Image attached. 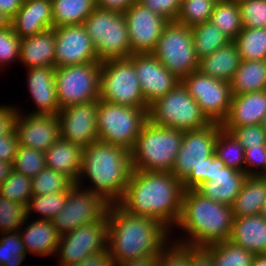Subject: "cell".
I'll use <instances>...</instances> for the list:
<instances>
[{
  "mask_svg": "<svg viewBox=\"0 0 266 266\" xmlns=\"http://www.w3.org/2000/svg\"><path fill=\"white\" fill-rule=\"evenodd\" d=\"M181 82L210 122L221 124L226 119L232 99L230 82L204 75L199 70Z\"/></svg>",
  "mask_w": 266,
  "mask_h": 266,
  "instance_id": "5bb4252c",
  "label": "cell"
},
{
  "mask_svg": "<svg viewBox=\"0 0 266 266\" xmlns=\"http://www.w3.org/2000/svg\"><path fill=\"white\" fill-rule=\"evenodd\" d=\"M229 241L253 254H266V219L261 214L234 217Z\"/></svg>",
  "mask_w": 266,
  "mask_h": 266,
  "instance_id": "d4e9b609",
  "label": "cell"
},
{
  "mask_svg": "<svg viewBox=\"0 0 266 266\" xmlns=\"http://www.w3.org/2000/svg\"><path fill=\"white\" fill-rule=\"evenodd\" d=\"M107 217V249L113 266L135 258L158 255L166 246L169 230L155 219L131 214L119 203L110 204Z\"/></svg>",
  "mask_w": 266,
  "mask_h": 266,
  "instance_id": "7a4b0ae2",
  "label": "cell"
},
{
  "mask_svg": "<svg viewBox=\"0 0 266 266\" xmlns=\"http://www.w3.org/2000/svg\"><path fill=\"white\" fill-rule=\"evenodd\" d=\"M19 233L25 250L41 256L56 253L60 234L53 226L52 220L38 219Z\"/></svg>",
  "mask_w": 266,
  "mask_h": 266,
  "instance_id": "f546056e",
  "label": "cell"
},
{
  "mask_svg": "<svg viewBox=\"0 0 266 266\" xmlns=\"http://www.w3.org/2000/svg\"><path fill=\"white\" fill-rule=\"evenodd\" d=\"M178 79L198 70L191 27L169 21L152 53Z\"/></svg>",
  "mask_w": 266,
  "mask_h": 266,
  "instance_id": "8fae6325",
  "label": "cell"
},
{
  "mask_svg": "<svg viewBox=\"0 0 266 266\" xmlns=\"http://www.w3.org/2000/svg\"><path fill=\"white\" fill-rule=\"evenodd\" d=\"M147 116L153 125L182 131L200 129L211 123L182 82L149 105Z\"/></svg>",
  "mask_w": 266,
  "mask_h": 266,
  "instance_id": "52a82bcc",
  "label": "cell"
},
{
  "mask_svg": "<svg viewBox=\"0 0 266 266\" xmlns=\"http://www.w3.org/2000/svg\"><path fill=\"white\" fill-rule=\"evenodd\" d=\"M19 59L26 68L54 67L55 59V32L48 29L21 39Z\"/></svg>",
  "mask_w": 266,
  "mask_h": 266,
  "instance_id": "484cf974",
  "label": "cell"
},
{
  "mask_svg": "<svg viewBox=\"0 0 266 266\" xmlns=\"http://www.w3.org/2000/svg\"><path fill=\"white\" fill-rule=\"evenodd\" d=\"M211 246L214 266H251L255 256L229 240Z\"/></svg>",
  "mask_w": 266,
  "mask_h": 266,
  "instance_id": "8d00e7d4",
  "label": "cell"
},
{
  "mask_svg": "<svg viewBox=\"0 0 266 266\" xmlns=\"http://www.w3.org/2000/svg\"><path fill=\"white\" fill-rule=\"evenodd\" d=\"M266 115V90L232 95L229 113L222 127L261 124Z\"/></svg>",
  "mask_w": 266,
  "mask_h": 266,
  "instance_id": "603a6c76",
  "label": "cell"
},
{
  "mask_svg": "<svg viewBox=\"0 0 266 266\" xmlns=\"http://www.w3.org/2000/svg\"><path fill=\"white\" fill-rule=\"evenodd\" d=\"M11 18L0 10V29L11 27Z\"/></svg>",
  "mask_w": 266,
  "mask_h": 266,
  "instance_id": "6125c7cd",
  "label": "cell"
},
{
  "mask_svg": "<svg viewBox=\"0 0 266 266\" xmlns=\"http://www.w3.org/2000/svg\"><path fill=\"white\" fill-rule=\"evenodd\" d=\"M148 109L112 104L101 99L97 108L98 140L120 145L129 151L143 125L148 121Z\"/></svg>",
  "mask_w": 266,
  "mask_h": 266,
  "instance_id": "9c48e42d",
  "label": "cell"
},
{
  "mask_svg": "<svg viewBox=\"0 0 266 266\" xmlns=\"http://www.w3.org/2000/svg\"><path fill=\"white\" fill-rule=\"evenodd\" d=\"M26 207L0 194V233L16 232L27 220Z\"/></svg>",
  "mask_w": 266,
  "mask_h": 266,
  "instance_id": "b9f144b4",
  "label": "cell"
},
{
  "mask_svg": "<svg viewBox=\"0 0 266 266\" xmlns=\"http://www.w3.org/2000/svg\"><path fill=\"white\" fill-rule=\"evenodd\" d=\"M251 266H266V254H255Z\"/></svg>",
  "mask_w": 266,
  "mask_h": 266,
  "instance_id": "be15d7a7",
  "label": "cell"
},
{
  "mask_svg": "<svg viewBox=\"0 0 266 266\" xmlns=\"http://www.w3.org/2000/svg\"><path fill=\"white\" fill-rule=\"evenodd\" d=\"M222 128L231 132L244 149L266 144V132L261 124Z\"/></svg>",
  "mask_w": 266,
  "mask_h": 266,
  "instance_id": "bcb514c9",
  "label": "cell"
},
{
  "mask_svg": "<svg viewBox=\"0 0 266 266\" xmlns=\"http://www.w3.org/2000/svg\"><path fill=\"white\" fill-rule=\"evenodd\" d=\"M238 48L232 41L199 60L198 70L213 78L230 82L240 64Z\"/></svg>",
  "mask_w": 266,
  "mask_h": 266,
  "instance_id": "f1b7e54d",
  "label": "cell"
},
{
  "mask_svg": "<svg viewBox=\"0 0 266 266\" xmlns=\"http://www.w3.org/2000/svg\"><path fill=\"white\" fill-rule=\"evenodd\" d=\"M96 7V0H52L53 27L83 24Z\"/></svg>",
  "mask_w": 266,
  "mask_h": 266,
  "instance_id": "1f68e13d",
  "label": "cell"
},
{
  "mask_svg": "<svg viewBox=\"0 0 266 266\" xmlns=\"http://www.w3.org/2000/svg\"><path fill=\"white\" fill-rule=\"evenodd\" d=\"M215 152L226 166L245 172V149L231 132L223 128L219 130Z\"/></svg>",
  "mask_w": 266,
  "mask_h": 266,
  "instance_id": "d590c367",
  "label": "cell"
},
{
  "mask_svg": "<svg viewBox=\"0 0 266 266\" xmlns=\"http://www.w3.org/2000/svg\"><path fill=\"white\" fill-rule=\"evenodd\" d=\"M242 27L266 28V0H238Z\"/></svg>",
  "mask_w": 266,
  "mask_h": 266,
  "instance_id": "f6af8a7d",
  "label": "cell"
},
{
  "mask_svg": "<svg viewBox=\"0 0 266 266\" xmlns=\"http://www.w3.org/2000/svg\"><path fill=\"white\" fill-rule=\"evenodd\" d=\"M27 83L38 110L33 114L57 115L60 111L55 84V67L28 68Z\"/></svg>",
  "mask_w": 266,
  "mask_h": 266,
  "instance_id": "cb8c5ba5",
  "label": "cell"
},
{
  "mask_svg": "<svg viewBox=\"0 0 266 266\" xmlns=\"http://www.w3.org/2000/svg\"><path fill=\"white\" fill-rule=\"evenodd\" d=\"M233 42L241 60H266V28L243 27Z\"/></svg>",
  "mask_w": 266,
  "mask_h": 266,
  "instance_id": "e575fe53",
  "label": "cell"
},
{
  "mask_svg": "<svg viewBox=\"0 0 266 266\" xmlns=\"http://www.w3.org/2000/svg\"><path fill=\"white\" fill-rule=\"evenodd\" d=\"M210 22L233 41L243 28L238 0L216 2Z\"/></svg>",
  "mask_w": 266,
  "mask_h": 266,
  "instance_id": "836d02e7",
  "label": "cell"
},
{
  "mask_svg": "<svg viewBox=\"0 0 266 266\" xmlns=\"http://www.w3.org/2000/svg\"><path fill=\"white\" fill-rule=\"evenodd\" d=\"M157 266H190V245L177 242L170 248L163 247L158 254Z\"/></svg>",
  "mask_w": 266,
  "mask_h": 266,
  "instance_id": "7dc6e473",
  "label": "cell"
},
{
  "mask_svg": "<svg viewBox=\"0 0 266 266\" xmlns=\"http://www.w3.org/2000/svg\"><path fill=\"white\" fill-rule=\"evenodd\" d=\"M266 201V176L248 175L231 209L233 217L259 215Z\"/></svg>",
  "mask_w": 266,
  "mask_h": 266,
  "instance_id": "83f0119b",
  "label": "cell"
},
{
  "mask_svg": "<svg viewBox=\"0 0 266 266\" xmlns=\"http://www.w3.org/2000/svg\"><path fill=\"white\" fill-rule=\"evenodd\" d=\"M137 1L138 0H96V5L103 10H113L124 13Z\"/></svg>",
  "mask_w": 266,
  "mask_h": 266,
  "instance_id": "9f6ffc18",
  "label": "cell"
},
{
  "mask_svg": "<svg viewBox=\"0 0 266 266\" xmlns=\"http://www.w3.org/2000/svg\"><path fill=\"white\" fill-rule=\"evenodd\" d=\"M15 132L18 146L45 152L60 138L58 115L31 113L20 116L19 113Z\"/></svg>",
  "mask_w": 266,
  "mask_h": 266,
  "instance_id": "ffe728a7",
  "label": "cell"
},
{
  "mask_svg": "<svg viewBox=\"0 0 266 266\" xmlns=\"http://www.w3.org/2000/svg\"><path fill=\"white\" fill-rule=\"evenodd\" d=\"M216 152L206 158V162L200 167V184L211 180L214 172V157Z\"/></svg>",
  "mask_w": 266,
  "mask_h": 266,
  "instance_id": "6f0895ef",
  "label": "cell"
},
{
  "mask_svg": "<svg viewBox=\"0 0 266 266\" xmlns=\"http://www.w3.org/2000/svg\"><path fill=\"white\" fill-rule=\"evenodd\" d=\"M184 131L147 121L130 150L133 170L171 172Z\"/></svg>",
  "mask_w": 266,
  "mask_h": 266,
  "instance_id": "5b68a950",
  "label": "cell"
},
{
  "mask_svg": "<svg viewBox=\"0 0 266 266\" xmlns=\"http://www.w3.org/2000/svg\"><path fill=\"white\" fill-rule=\"evenodd\" d=\"M67 191L50 193L45 195H33L27 206V217L34 210L42 215L40 220H52L56 214L66 205Z\"/></svg>",
  "mask_w": 266,
  "mask_h": 266,
  "instance_id": "60d3db41",
  "label": "cell"
},
{
  "mask_svg": "<svg viewBox=\"0 0 266 266\" xmlns=\"http://www.w3.org/2000/svg\"><path fill=\"white\" fill-rule=\"evenodd\" d=\"M99 99L112 104L148 109L133 65V55L101 62Z\"/></svg>",
  "mask_w": 266,
  "mask_h": 266,
  "instance_id": "30bf717a",
  "label": "cell"
},
{
  "mask_svg": "<svg viewBox=\"0 0 266 266\" xmlns=\"http://www.w3.org/2000/svg\"><path fill=\"white\" fill-rule=\"evenodd\" d=\"M45 168V154L43 151L18 146L13 162L14 171L33 178Z\"/></svg>",
  "mask_w": 266,
  "mask_h": 266,
  "instance_id": "7bdbcfd3",
  "label": "cell"
},
{
  "mask_svg": "<svg viewBox=\"0 0 266 266\" xmlns=\"http://www.w3.org/2000/svg\"><path fill=\"white\" fill-rule=\"evenodd\" d=\"M83 25L91 38L99 62L131 56L124 13L96 7Z\"/></svg>",
  "mask_w": 266,
  "mask_h": 266,
  "instance_id": "8992f818",
  "label": "cell"
},
{
  "mask_svg": "<svg viewBox=\"0 0 266 266\" xmlns=\"http://www.w3.org/2000/svg\"><path fill=\"white\" fill-rule=\"evenodd\" d=\"M97 108L98 100H93L60 109V137L82 148L98 141Z\"/></svg>",
  "mask_w": 266,
  "mask_h": 266,
  "instance_id": "e0dca14e",
  "label": "cell"
},
{
  "mask_svg": "<svg viewBox=\"0 0 266 266\" xmlns=\"http://www.w3.org/2000/svg\"><path fill=\"white\" fill-rule=\"evenodd\" d=\"M101 62L55 68L59 108L99 100Z\"/></svg>",
  "mask_w": 266,
  "mask_h": 266,
  "instance_id": "7c38bea8",
  "label": "cell"
},
{
  "mask_svg": "<svg viewBox=\"0 0 266 266\" xmlns=\"http://www.w3.org/2000/svg\"><path fill=\"white\" fill-rule=\"evenodd\" d=\"M109 206L103 197L88 189L81 190V185L74 184L67 191L66 205L52 218V223L63 235L80 226L101 221L107 215Z\"/></svg>",
  "mask_w": 266,
  "mask_h": 266,
  "instance_id": "4fadbf2b",
  "label": "cell"
},
{
  "mask_svg": "<svg viewBox=\"0 0 266 266\" xmlns=\"http://www.w3.org/2000/svg\"><path fill=\"white\" fill-rule=\"evenodd\" d=\"M23 1L24 0H0V10L12 19L22 7Z\"/></svg>",
  "mask_w": 266,
  "mask_h": 266,
  "instance_id": "680465c9",
  "label": "cell"
},
{
  "mask_svg": "<svg viewBox=\"0 0 266 266\" xmlns=\"http://www.w3.org/2000/svg\"><path fill=\"white\" fill-rule=\"evenodd\" d=\"M70 266H113L109 251L91 253L80 262Z\"/></svg>",
  "mask_w": 266,
  "mask_h": 266,
  "instance_id": "11a10c76",
  "label": "cell"
},
{
  "mask_svg": "<svg viewBox=\"0 0 266 266\" xmlns=\"http://www.w3.org/2000/svg\"><path fill=\"white\" fill-rule=\"evenodd\" d=\"M2 234L3 236L0 238V266H19L27 252L19 231Z\"/></svg>",
  "mask_w": 266,
  "mask_h": 266,
  "instance_id": "ee69618b",
  "label": "cell"
},
{
  "mask_svg": "<svg viewBox=\"0 0 266 266\" xmlns=\"http://www.w3.org/2000/svg\"><path fill=\"white\" fill-rule=\"evenodd\" d=\"M11 26L20 39L53 28L52 0H24Z\"/></svg>",
  "mask_w": 266,
  "mask_h": 266,
  "instance_id": "7402d4cb",
  "label": "cell"
},
{
  "mask_svg": "<svg viewBox=\"0 0 266 266\" xmlns=\"http://www.w3.org/2000/svg\"><path fill=\"white\" fill-rule=\"evenodd\" d=\"M158 255H148L118 264L117 266H157Z\"/></svg>",
  "mask_w": 266,
  "mask_h": 266,
  "instance_id": "91938a15",
  "label": "cell"
},
{
  "mask_svg": "<svg viewBox=\"0 0 266 266\" xmlns=\"http://www.w3.org/2000/svg\"><path fill=\"white\" fill-rule=\"evenodd\" d=\"M231 206L202 196L195 189L185 190L176 225L189 233L183 245L209 246L230 239L233 227Z\"/></svg>",
  "mask_w": 266,
  "mask_h": 266,
  "instance_id": "277c9868",
  "label": "cell"
},
{
  "mask_svg": "<svg viewBox=\"0 0 266 266\" xmlns=\"http://www.w3.org/2000/svg\"><path fill=\"white\" fill-rule=\"evenodd\" d=\"M245 157V173L247 175H262L266 176V146H257L255 148H247L244 152ZM252 167H260L262 170L260 173L257 170H251V168H247V166ZM247 168V169H246ZM257 171V172H255Z\"/></svg>",
  "mask_w": 266,
  "mask_h": 266,
  "instance_id": "f907efd6",
  "label": "cell"
},
{
  "mask_svg": "<svg viewBox=\"0 0 266 266\" xmlns=\"http://www.w3.org/2000/svg\"><path fill=\"white\" fill-rule=\"evenodd\" d=\"M190 266H214L212 246L190 245Z\"/></svg>",
  "mask_w": 266,
  "mask_h": 266,
  "instance_id": "db71d44e",
  "label": "cell"
},
{
  "mask_svg": "<svg viewBox=\"0 0 266 266\" xmlns=\"http://www.w3.org/2000/svg\"><path fill=\"white\" fill-rule=\"evenodd\" d=\"M215 3L214 0H182L175 21L188 27L210 21Z\"/></svg>",
  "mask_w": 266,
  "mask_h": 266,
  "instance_id": "f35d334b",
  "label": "cell"
},
{
  "mask_svg": "<svg viewBox=\"0 0 266 266\" xmlns=\"http://www.w3.org/2000/svg\"><path fill=\"white\" fill-rule=\"evenodd\" d=\"M221 128L220 123L211 122L203 128L184 131L182 144L171 170L182 181L184 190L196 189L200 185V167L215 152Z\"/></svg>",
  "mask_w": 266,
  "mask_h": 266,
  "instance_id": "ba28073f",
  "label": "cell"
},
{
  "mask_svg": "<svg viewBox=\"0 0 266 266\" xmlns=\"http://www.w3.org/2000/svg\"><path fill=\"white\" fill-rule=\"evenodd\" d=\"M260 214L266 219V201L262 207V211Z\"/></svg>",
  "mask_w": 266,
  "mask_h": 266,
  "instance_id": "e7e4bbea",
  "label": "cell"
},
{
  "mask_svg": "<svg viewBox=\"0 0 266 266\" xmlns=\"http://www.w3.org/2000/svg\"><path fill=\"white\" fill-rule=\"evenodd\" d=\"M18 149L16 132L0 136V160L13 163Z\"/></svg>",
  "mask_w": 266,
  "mask_h": 266,
  "instance_id": "816d5d0a",
  "label": "cell"
},
{
  "mask_svg": "<svg viewBox=\"0 0 266 266\" xmlns=\"http://www.w3.org/2000/svg\"><path fill=\"white\" fill-rule=\"evenodd\" d=\"M133 65L147 106L181 82L153 54H133Z\"/></svg>",
  "mask_w": 266,
  "mask_h": 266,
  "instance_id": "d6986e66",
  "label": "cell"
},
{
  "mask_svg": "<svg viewBox=\"0 0 266 266\" xmlns=\"http://www.w3.org/2000/svg\"><path fill=\"white\" fill-rule=\"evenodd\" d=\"M19 112L14 107L0 106V136L15 133Z\"/></svg>",
  "mask_w": 266,
  "mask_h": 266,
  "instance_id": "f5cc1de1",
  "label": "cell"
},
{
  "mask_svg": "<svg viewBox=\"0 0 266 266\" xmlns=\"http://www.w3.org/2000/svg\"><path fill=\"white\" fill-rule=\"evenodd\" d=\"M261 125H262V128H263V129L265 130V132H266V115H265V117H264V119H263Z\"/></svg>",
  "mask_w": 266,
  "mask_h": 266,
  "instance_id": "03108f58",
  "label": "cell"
},
{
  "mask_svg": "<svg viewBox=\"0 0 266 266\" xmlns=\"http://www.w3.org/2000/svg\"><path fill=\"white\" fill-rule=\"evenodd\" d=\"M191 33L198 60L209 56L219 48L232 42L227 35L222 33L210 21L191 27Z\"/></svg>",
  "mask_w": 266,
  "mask_h": 266,
  "instance_id": "d6a6232c",
  "label": "cell"
},
{
  "mask_svg": "<svg viewBox=\"0 0 266 266\" xmlns=\"http://www.w3.org/2000/svg\"><path fill=\"white\" fill-rule=\"evenodd\" d=\"M21 39L11 27L0 29V67L19 59Z\"/></svg>",
  "mask_w": 266,
  "mask_h": 266,
  "instance_id": "c3c4849f",
  "label": "cell"
},
{
  "mask_svg": "<svg viewBox=\"0 0 266 266\" xmlns=\"http://www.w3.org/2000/svg\"><path fill=\"white\" fill-rule=\"evenodd\" d=\"M151 11L163 16L168 21H175L182 0H138Z\"/></svg>",
  "mask_w": 266,
  "mask_h": 266,
  "instance_id": "681fc988",
  "label": "cell"
},
{
  "mask_svg": "<svg viewBox=\"0 0 266 266\" xmlns=\"http://www.w3.org/2000/svg\"><path fill=\"white\" fill-rule=\"evenodd\" d=\"M247 176L245 172L226 166L216 155L211 180L201 183L195 190L204 197L231 206Z\"/></svg>",
  "mask_w": 266,
  "mask_h": 266,
  "instance_id": "44dd1931",
  "label": "cell"
},
{
  "mask_svg": "<svg viewBox=\"0 0 266 266\" xmlns=\"http://www.w3.org/2000/svg\"><path fill=\"white\" fill-rule=\"evenodd\" d=\"M0 194L27 206L32 194V178L12 171L8 178L0 185Z\"/></svg>",
  "mask_w": 266,
  "mask_h": 266,
  "instance_id": "ab89813d",
  "label": "cell"
},
{
  "mask_svg": "<svg viewBox=\"0 0 266 266\" xmlns=\"http://www.w3.org/2000/svg\"><path fill=\"white\" fill-rule=\"evenodd\" d=\"M131 153L125 147L96 141L83 148L80 177L88 176L93 188L88 190L109 204L119 203L132 173Z\"/></svg>",
  "mask_w": 266,
  "mask_h": 266,
  "instance_id": "3957f363",
  "label": "cell"
},
{
  "mask_svg": "<svg viewBox=\"0 0 266 266\" xmlns=\"http://www.w3.org/2000/svg\"><path fill=\"white\" fill-rule=\"evenodd\" d=\"M108 217L60 235L56 252L60 253V266H70L91 253L107 251Z\"/></svg>",
  "mask_w": 266,
  "mask_h": 266,
  "instance_id": "9a60e30c",
  "label": "cell"
},
{
  "mask_svg": "<svg viewBox=\"0 0 266 266\" xmlns=\"http://www.w3.org/2000/svg\"><path fill=\"white\" fill-rule=\"evenodd\" d=\"M230 87L232 95L266 90V60H241Z\"/></svg>",
  "mask_w": 266,
  "mask_h": 266,
  "instance_id": "4dcf8cb0",
  "label": "cell"
},
{
  "mask_svg": "<svg viewBox=\"0 0 266 266\" xmlns=\"http://www.w3.org/2000/svg\"><path fill=\"white\" fill-rule=\"evenodd\" d=\"M124 15L128 26L131 55L152 54L169 21L139 1L133 3Z\"/></svg>",
  "mask_w": 266,
  "mask_h": 266,
  "instance_id": "2e32d148",
  "label": "cell"
},
{
  "mask_svg": "<svg viewBox=\"0 0 266 266\" xmlns=\"http://www.w3.org/2000/svg\"><path fill=\"white\" fill-rule=\"evenodd\" d=\"M13 171V163L0 160V185L8 178Z\"/></svg>",
  "mask_w": 266,
  "mask_h": 266,
  "instance_id": "94428289",
  "label": "cell"
},
{
  "mask_svg": "<svg viewBox=\"0 0 266 266\" xmlns=\"http://www.w3.org/2000/svg\"><path fill=\"white\" fill-rule=\"evenodd\" d=\"M75 183L65 174L45 168L32 178V194L45 195L68 191Z\"/></svg>",
  "mask_w": 266,
  "mask_h": 266,
  "instance_id": "74e56055",
  "label": "cell"
},
{
  "mask_svg": "<svg viewBox=\"0 0 266 266\" xmlns=\"http://www.w3.org/2000/svg\"><path fill=\"white\" fill-rule=\"evenodd\" d=\"M55 32L54 67L99 62L94 45L85 26L65 25L53 27Z\"/></svg>",
  "mask_w": 266,
  "mask_h": 266,
  "instance_id": "ac0fdd59",
  "label": "cell"
},
{
  "mask_svg": "<svg viewBox=\"0 0 266 266\" xmlns=\"http://www.w3.org/2000/svg\"><path fill=\"white\" fill-rule=\"evenodd\" d=\"M184 191L182 181L171 172L132 170L119 204L131 214L155 219L170 229L179 220Z\"/></svg>",
  "mask_w": 266,
  "mask_h": 266,
  "instance_id": "6da1fadb",
  "label": "cell"
},
{
  "mask_svg": "<svg viewBox=\"0 0 266 266\" xmlns=\"http://www.w3.org/2000/svg\"><path fill=\"white\" fill-rule=\"evenodd\" d=\"M83 148L61 137L45 154L46 168L55 170L69 177L74 183L78 181Z\"/></svg>",
  "mask_w": 266,
  "mask_h": 266,
  "instance_id": "4316f807",
  "label": "cell"
}]
</instances>
